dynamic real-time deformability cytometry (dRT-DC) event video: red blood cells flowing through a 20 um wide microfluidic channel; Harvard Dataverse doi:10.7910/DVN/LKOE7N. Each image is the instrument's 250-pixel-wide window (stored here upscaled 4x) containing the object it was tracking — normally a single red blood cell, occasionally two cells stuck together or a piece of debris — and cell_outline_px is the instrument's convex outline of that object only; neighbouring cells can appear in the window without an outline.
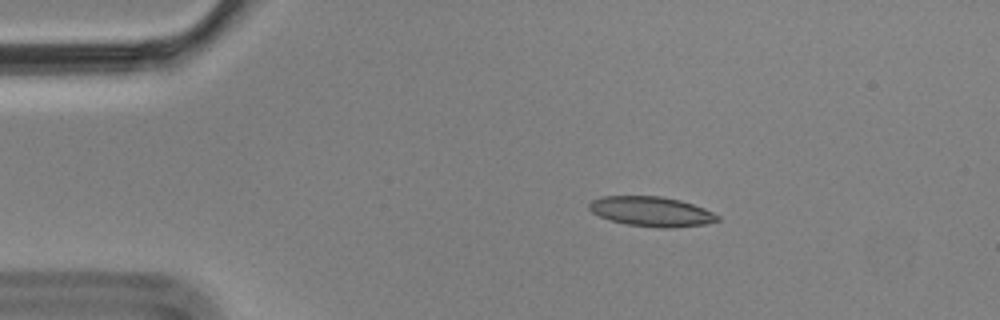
{"species": "Egyptian fruit bat (a non-hibernating species)", "species_latin": "Rousettus aegyptiacus", "temperature_condition": "cold", "stored_images_in_passage": 7, "camera_frame_rate_fps": 3000, "um_per_image_px": 0.085, "animal": {"sex": "male"}, "frame": {"image": 1, "passage_image": 1, "time_ms": 0.0, "image_size_px": [1000, 320], "cell_outline_px": [[720, 220], [704, 224], [672, 228], [660, 228], [628, 224], [612, 220], [600, 216], [592, 212], [588, 208], [588, 204], [592, 200], [604, 196], [660, 196], [680, 200], [704, 208], [720, 216]], "centroid_in_image_um": [55.38, 17.97], "position_along_channel_um": 29.6, "area_um2": 22.14}}
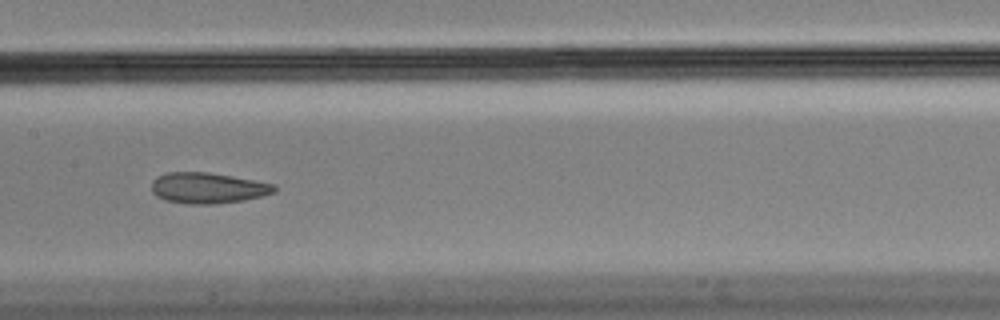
{"frame": {"image": 2, "passage_image": 6, "time_ms": 1.667, "image_size_px": [1000, 320], "cell_outline_px": [[276, 192], [264, 196], [244, 200], [216, 204], [188, 204], [164, 200], [156, 196], [152, 192], [152, 180], [168, 172], [208, 172], [232, 176], [276, 184]], "centroid_in_image_um": [17.69, 15.99], "position_along_channel_um": 189.7, "area_um2": 22.2}}
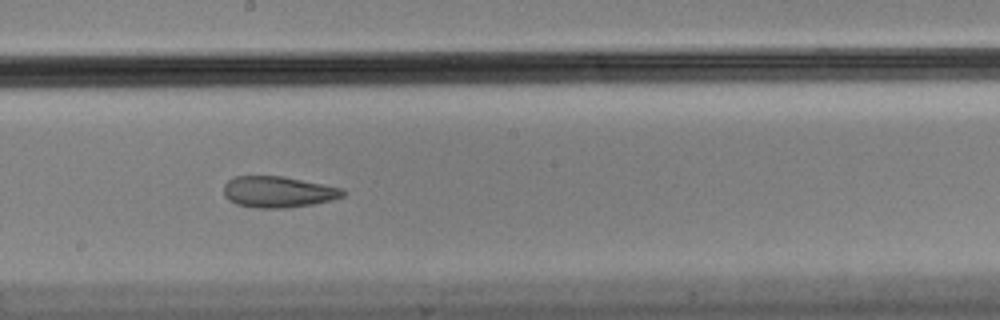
{"frame": {"image": 3, "passage_image": 7, "time_ms": 2.0, "image_size_px": [1000, 320], "cell_outline_px": [[344, 196], [332, 200], [312, 204], [284, 208], [256, 208], [236, 204], [228, 200], [224, 196], [224, 184], [228, 180], [236, 176], [280, 176], [344, 188]], "centroid_in_image_um": [23.62, 16.32], "position_along_channel_um": 224.6, "area_um2": 21.62}}